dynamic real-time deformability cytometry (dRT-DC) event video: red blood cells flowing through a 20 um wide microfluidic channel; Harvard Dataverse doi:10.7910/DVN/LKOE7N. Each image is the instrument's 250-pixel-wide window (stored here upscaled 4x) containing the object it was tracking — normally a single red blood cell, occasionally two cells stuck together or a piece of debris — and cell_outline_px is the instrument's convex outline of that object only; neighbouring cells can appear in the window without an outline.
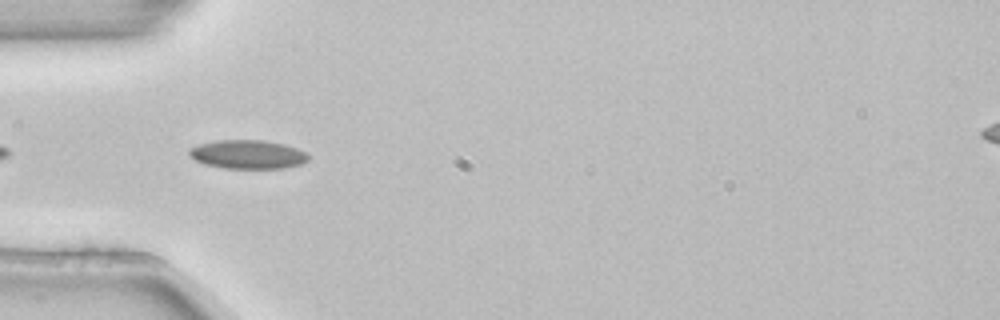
{"species": "common noctule bat (a hibernating species)", "species_latin": "Nyctalus noctula", "temperature_condition": "room temperature", "stored_images_in_passage": 4, "camera_frame_rate_fps": 3000, "um_per_image_px": 0.085, "animal": {"sex": "female", "body_mass_g": 22.7, "forearm_length_mm": 54.2}, "frame": {"image": 1, "passage_image": 3, "time_ms": 0.667, "image_size_px": [1000, 320], "cell_outline_px": [[312, 156], [308, 160], [300, 164], [284, 168], [224, 168], [208, 164], [196, 160], [188, 156], [188, 148], [200, 144], [216, 140], [264, 140], [284, 144], [296, 148]], "centroid_in_image_um": [21.06, 13.11], "position_along_channel_um": 63.9, "area_um2": 19.94}}